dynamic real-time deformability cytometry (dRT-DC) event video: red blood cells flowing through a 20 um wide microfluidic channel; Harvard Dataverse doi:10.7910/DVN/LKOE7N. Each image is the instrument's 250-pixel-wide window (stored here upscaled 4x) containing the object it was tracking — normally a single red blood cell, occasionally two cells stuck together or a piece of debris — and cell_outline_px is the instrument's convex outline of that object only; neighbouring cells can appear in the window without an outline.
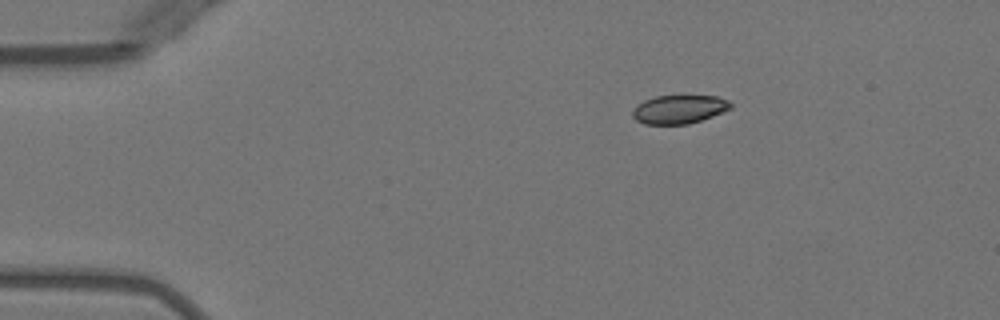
{"species": "Egyptian fruit bat (a non-hibernating species)", "species_latin": "Rousettus aegyptiacus", "temperature_condition": "warm", "stored_images_in_passage": 43, "camera_frame_rate_fps": 3000, "um_per_image_px": 0.085, "animal": {"sex": "female"}, "frame": {"image": 1, "passage_image": 1, "time_ms": 0.0, "image_size_px": [1000, 320], "cell_outline_px": [[732, 108], [712, 116], [688, 124], [644, 124], [636, 120], [632, 116], [632, 112], [644, 100], [656, 96], [716, 96], [728, 100], [732, 104]], "centroid_in_image_um": [57.74, 9.29], "position_along_channel_um": 27.3, "area_um2": 16.13}}
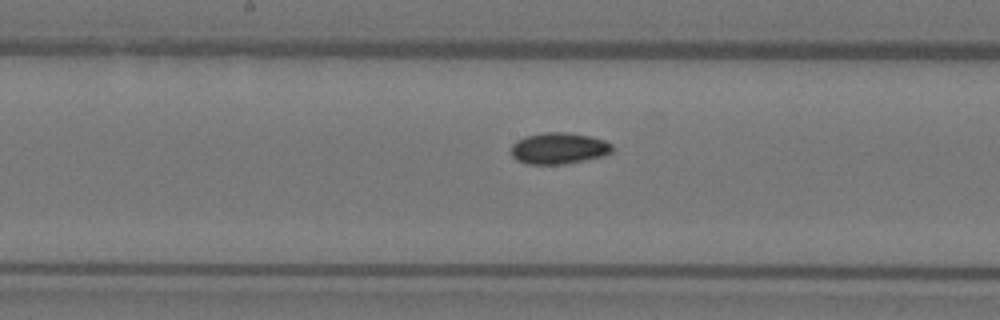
{"frame": {"image": 2, "passage_image": 19, "time_ms": 6.0, "image_size_px": [1000, 320], "cell_outline_px": [[616, 148], [612, 152], [604, 156], [564, 164], [528, 164], [516, 160], [512, 156], [512, 144], [516, 140], [524, 136], [544, 132], [568, 132], [588, 136], [604, 140], [612, 144]], "centroid_in_image_um": [47.51, 12.6], "position_along_channel_um": 200.7, "area_um2": 18.67}}
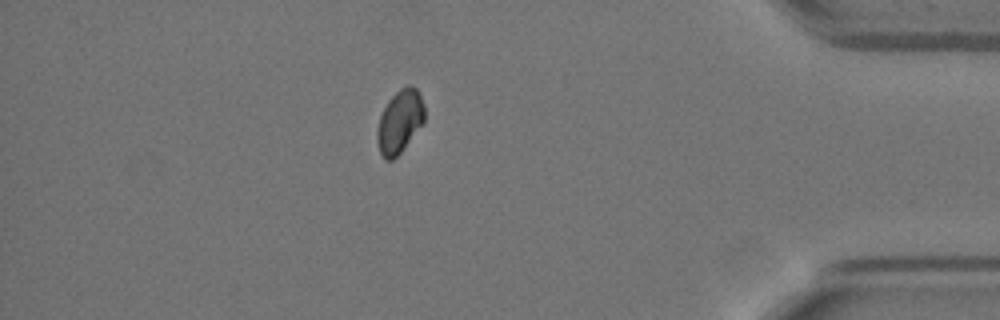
{"frame": {"image": 3, "passage_image": 37, "time_ms": 12.0, "image_size_px": [1000, 320], "cell_outline_px": [[424, 124], [400, 152], [392, 160], [384, 160], [380, 152], [376, 140], [376, 132], [380, 116], [388, 100], [400, 88], [408, 84], [416, 88], [420, 92], [424, 104]], "centroid_in_image_um": [33.99, 10.32], "position_along_channel_um": 401.2, "area_um2": 17.57}, "authors_computed_cell_mechanics": {"area_um2": 17.8024, "velocity_mm_per_s": 3.9833, "shape_relaxation_time_tau1_ms": 7.9435, "shape_relaxation_time_tau2_ms": 3.9371, "deformation_change_tau1": 0.1336, "deformation_change_tau2": 0.0347}}